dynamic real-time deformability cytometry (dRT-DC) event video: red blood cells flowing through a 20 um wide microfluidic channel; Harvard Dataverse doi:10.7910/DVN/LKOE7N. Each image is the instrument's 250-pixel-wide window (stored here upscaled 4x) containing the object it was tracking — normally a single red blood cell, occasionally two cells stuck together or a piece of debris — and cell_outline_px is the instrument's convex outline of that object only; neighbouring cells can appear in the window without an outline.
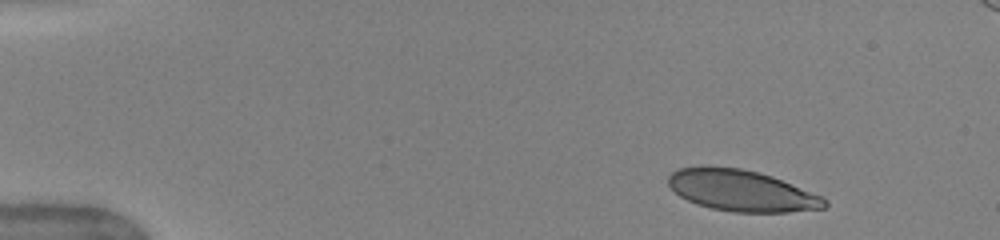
{"species": "human", "species_latin": "Homo sapiens", "temperature_condition": "warm", "stored_images_in_passage": 40, "camera_frame_rate_fps": 3000, "um_per_image_px": 0.085, "donor": {"sex": "female"}, "frame": {"image": 1, "passage_image": 1, "time_ms": 0.0, "image_size_px": [1000, 240], "cell_outline_px": [[828, 204], [824, 208], [788, 212], [732, 212], [712, 208], [696, 204], [680, 196], [668, 184], [668, 176], [672, 172], [680, 168], [708, 164], [740, 168], [772, 176], [824, 196], [828, 200]], "centroid_in_image_um": [63.04, 16.18], "position_along_channel_um": 22.0, "area_um2": 37.92}}
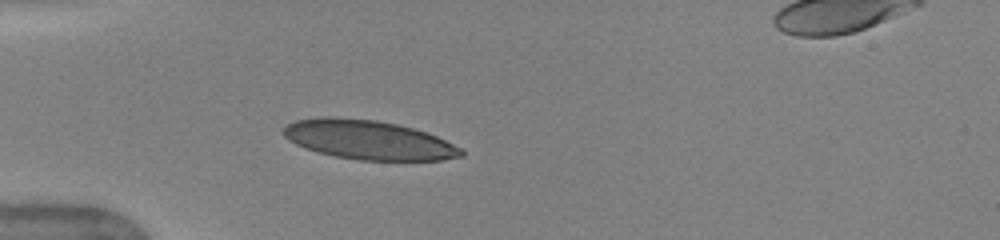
{"frame": {"image": 2, "passage_image": 10, "time_ms": 3.0, "image_size_px": [1000, 240], "cell_outline_px": [[464, 156], [444, 160], [360, 160], [336, 156], [304, 148], [288, 140], [280, 132], [288, 124], [296, 120], [320, 116], [328, 116], [376, 120], [396, 124], [412, 128], [436, 136], [460, 148], [464, 152]], "centroid_in_image_um": [31.28, 11.88], "position_along_channel_um": 53.7, "area_um2": 40.4}}
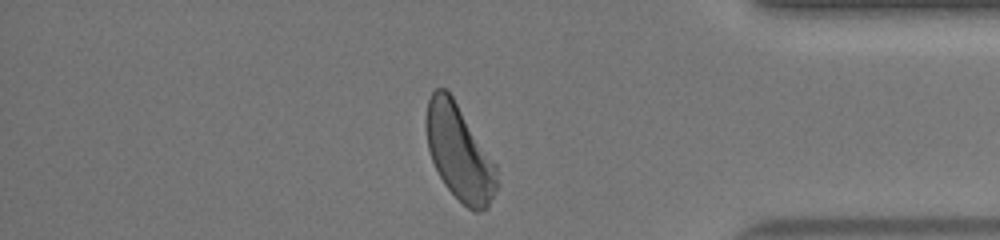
{"frame": {"image": 3, "passage_image": 38, "time_ms": 12.333, "image_size_px": [1000, 240], "cell_outline_px": [[496, 188], [488, 208], [480, 212], [476, 212], [468, 208], [444, 184], [432, 160], [428, 148], [424, 124], [424, 120], [428, 100], [432, 92], [436, 88], [444, 88], [452, 96], [496, 164]], "centroid_in_image_um": [39.01, 12.96], "position_along_channel_um": 396.2, "area_um2": 38.84}, "authors_computed_cell_mechanics": {"area_um2": 39.8242, "velocity_mm_per_s": 4.027, "shape_relaxation_time_tau1_ms": 4.5162, "shape_relaxation_time_tau2_ms": 0.7871, "deformation_change_tau1": 0.1605, "deformation_change_tau2": 0.0852}}